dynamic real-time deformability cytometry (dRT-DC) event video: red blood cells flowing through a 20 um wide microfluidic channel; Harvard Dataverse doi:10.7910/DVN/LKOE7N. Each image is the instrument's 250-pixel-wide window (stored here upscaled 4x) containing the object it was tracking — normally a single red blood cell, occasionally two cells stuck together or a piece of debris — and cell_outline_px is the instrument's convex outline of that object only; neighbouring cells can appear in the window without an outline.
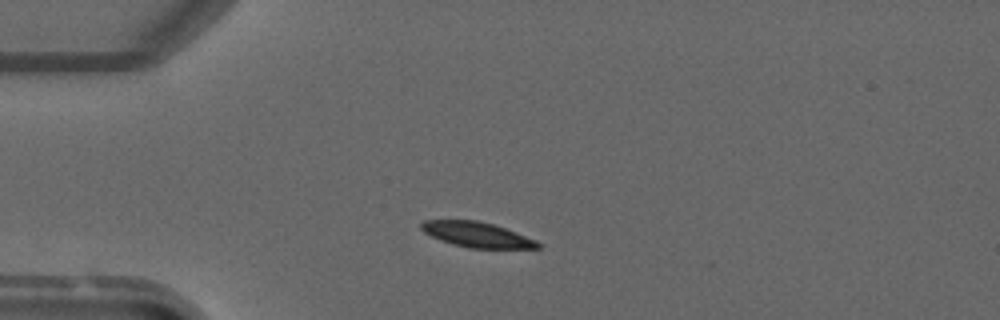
{"species": "common noctule bat (a hibernating species)", "species_latin": "Nyctalus noctula", "temperature_condition": "warm", "stored_images_in_passage": 3, "camera_frame_rate_fps": 3000, "um_per_image_px": 0.085, "animal": {"sex": "male", "forearm_length_mm": 52.5}, "frame": {"image": 1, "passage_image": 1, "time_ms": 0.0, "image_size_px": [1000, 320], "cell_outline_px": [[540, 248], [468, 248], [452, 244], [440, 240], [424, 232], [420, 228], [420, 224], [424, 220], [476, 220], [492, 224], [504, 228], [536, 240], [540, 244]], "centroid_in_image_um": [40.5, 19.94], "position_along_channel_um": 44.5, "area_um2": 16.94}}